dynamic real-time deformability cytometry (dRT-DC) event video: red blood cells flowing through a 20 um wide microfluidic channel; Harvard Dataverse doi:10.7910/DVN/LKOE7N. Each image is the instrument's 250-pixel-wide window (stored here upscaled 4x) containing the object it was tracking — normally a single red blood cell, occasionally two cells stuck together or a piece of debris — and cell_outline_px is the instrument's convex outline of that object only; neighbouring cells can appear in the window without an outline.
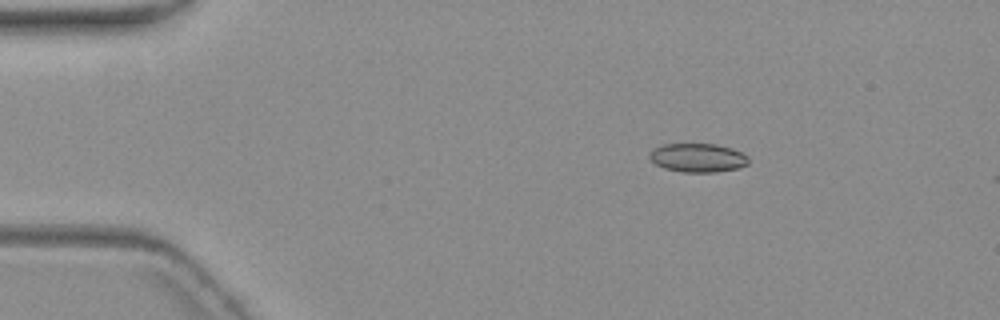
{"species": "common noctule bat (a hibernating species)", "species_latin": "Nyctalus noctula", "temperature_condition": "warm", "stored_images_in_passage": 4, "camera_frame_rate_fps": 3000, "um_per_image_px": 0.085, "animal": {"sex": "female", "body_mass_g": 19.3, "forearm_length_mm": 54.1}, "frame": {"image": 1, "passage_image": 2, "time_ms": 1.333, "image_size_px": [1000, 320], "cell_outline_px": [[748, 164], [740, 168], [716, 172], [684, 172], [664, 168], [656, 164], [648, 156], [648, 152], [652, 148], [664, 144], [716, 144], [732, 148], [748, 156]], "centroid_in_image_um": [59.3, 13.4], "position_along_channel_um": 25.7, "area_um2": 16.7}}